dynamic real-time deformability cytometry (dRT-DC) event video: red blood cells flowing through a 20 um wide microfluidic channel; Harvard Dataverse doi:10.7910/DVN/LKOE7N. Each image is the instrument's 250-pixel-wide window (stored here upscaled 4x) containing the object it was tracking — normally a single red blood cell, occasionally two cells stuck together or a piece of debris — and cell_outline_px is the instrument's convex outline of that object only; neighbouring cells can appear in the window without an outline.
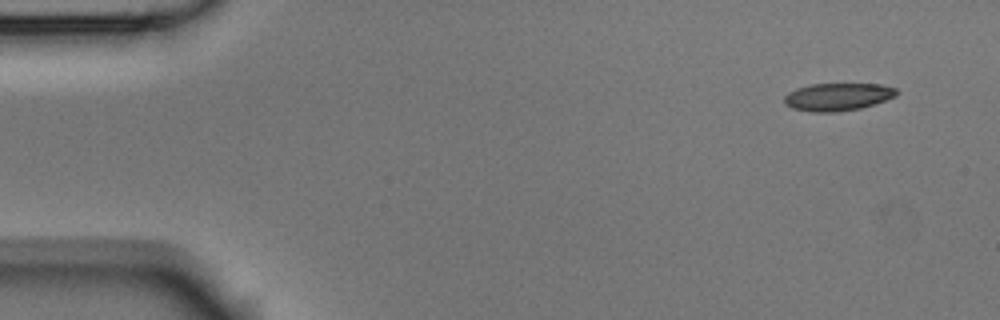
{"species": "Egyptian fruit bat (a non-hibernating species)", "species_latin": "Rousettus aegyptiacus", "temperature_condition": "room temperature", "stored_images_in_passage": 6, "camera_frame_rate_fps": 3000, "um_per_image_px": 0.085, "animal": {"sex": "male"}, "frame": {"image": 1, "passage_image": 1, "time_ms": 0.0, "image_size_px": [1000, 320], "cell_outline_px": [[900, 92], [896, 96], [860, 108], [836, 112], [812, 112], [792, 108], [784, 104], [784, 96], [788, 92], [796, 88], [808, 84], [880, 84], [896, 88]], "centroid_in_image_um": [71.18, 8.22], "position_along_channel_um": 13.8, "area_um2": 18.15}}
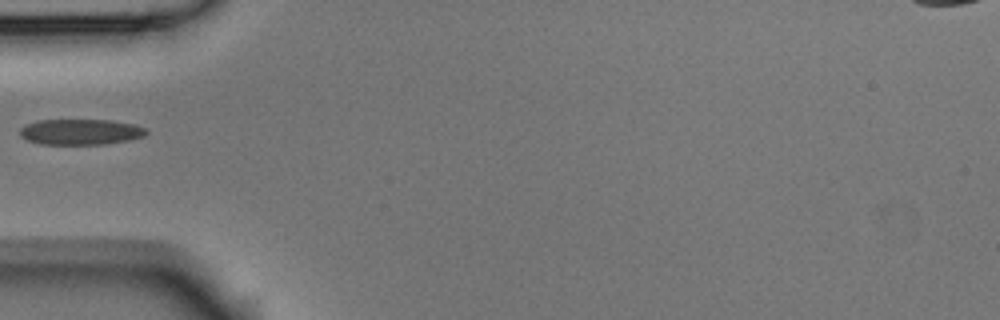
{"frame": {"image": 2, "passage_image": 5, "time_ms": 1.333, "image_size_px": [1000, 320], "cell_outline_px": [[148, 132], [144, 136], [128, 140], [104, 144], [40, 144], [28, 140], [20, 136], [20, 128], [24, 124], [40, 120], [112, 120], [132, 124], [144, 128]], "centroid_in_image_um": [6.81, 11.21], "position_along_channel_um": 78.2, "area_um2": 18.84}}
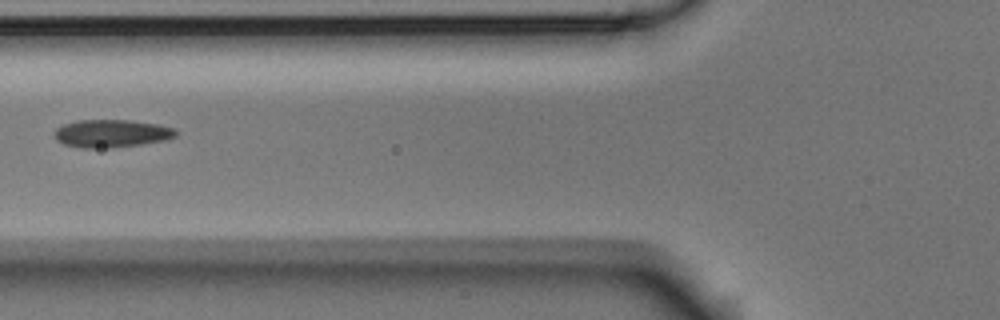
{"frame": {"image": 3, "passage_image": 6, "time_ms": 1.667, "image_size_px": [1000, 320], "cell_outline_px": [[176, 136], [168, 140], [112, 148], [80, 148], [64, 144], [56, 140], [56, 128], [64, 124], [80, 120], [128, 120], [156, 124], [176, 128]], "centroid_in_image_um": [9.5, 11.35], "position_along_channel_um": 116.3, "area_um2": 19.65}}